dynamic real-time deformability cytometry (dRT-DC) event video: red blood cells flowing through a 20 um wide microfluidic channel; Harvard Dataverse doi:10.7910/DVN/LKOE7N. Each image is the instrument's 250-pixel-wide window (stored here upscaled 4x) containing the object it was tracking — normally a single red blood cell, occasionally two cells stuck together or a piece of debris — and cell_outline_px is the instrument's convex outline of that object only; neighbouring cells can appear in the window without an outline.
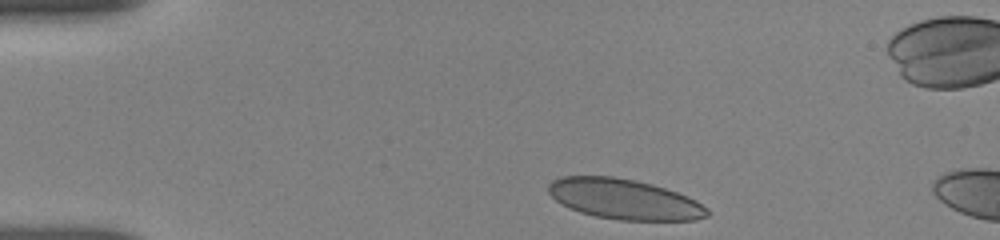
{"species": "human", "species_latin": "Homo sapiens", "temperature_condition": "room temperature", "stored_images_in_passage": 9, "camera_frame_rate_fps": 3000, "um_per_image_px": 0.085, "donor": {"sex": "female"}, "frame": {"image": 1, "passage_image": 1, "time_ms": 0.0, "image_size_px": [1000, 240], "cell_outline_px": [[712, 212], [708, 216], [696, 220], [620, 220], [596, 216], [580, 212], [568, 208], [556, 200], [548, 192], [548, 184], [552, 180], [564, 176], [612, 176], [636, 180], [652, 184], [688, 196], [696, 200], [708, 208]], "centroid_in_image_um": [53.08, 16.93], "position_along_channel_um": 31.9, "area_um2": 37.4}}
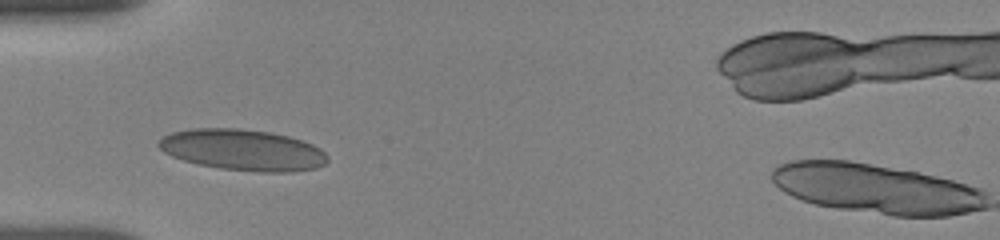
{"frame": {"image": 2, "passage_image": 6, "time_ms": 2.333, "image_size_px": [1000, 240], "cell_outline_px": [[328, 160], [324, 164], [316, 168], [292, 172], [260, 172], [220, 168], [200, 164], [184, 160], [172, 156], [164, 152], [156, 144], [164, 136], [172, 132], [192, 128], [236, 128], [268, 132], [288, 136], [312, 144], [320, 148], [328, 156]], "centroid_in_image_um": [20.64, 12.74], "position_along_channel_um": 64.4, "area_um2": 40.29}}
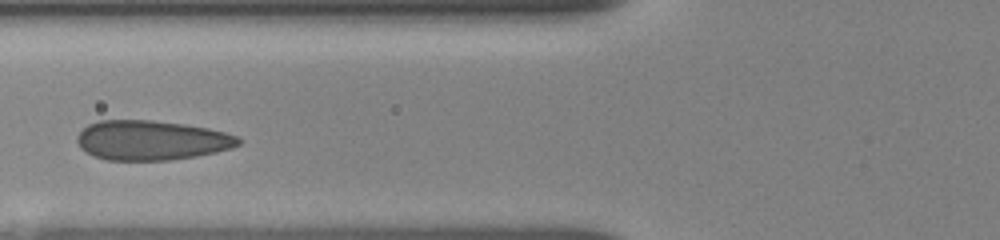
{"frame": {"image": 3, "passage_image": 8, "time_ms": 3.667, "image_size_px": [1000, 240], "cell_outline_px": [[240, 144], [232, 148], [216, 152], [196, 156], [168, 160], [108, 160], [92, 156], [80, 148], [76, 140], [76, 136], [88, 124], [100, 120], [152, 120], [184, 124], [208, 128], [240, 136]], "centroid_in_image_um": [12.86, 11.92], "position_along_channel_um": 112.9, "area_um2": 37.45}}